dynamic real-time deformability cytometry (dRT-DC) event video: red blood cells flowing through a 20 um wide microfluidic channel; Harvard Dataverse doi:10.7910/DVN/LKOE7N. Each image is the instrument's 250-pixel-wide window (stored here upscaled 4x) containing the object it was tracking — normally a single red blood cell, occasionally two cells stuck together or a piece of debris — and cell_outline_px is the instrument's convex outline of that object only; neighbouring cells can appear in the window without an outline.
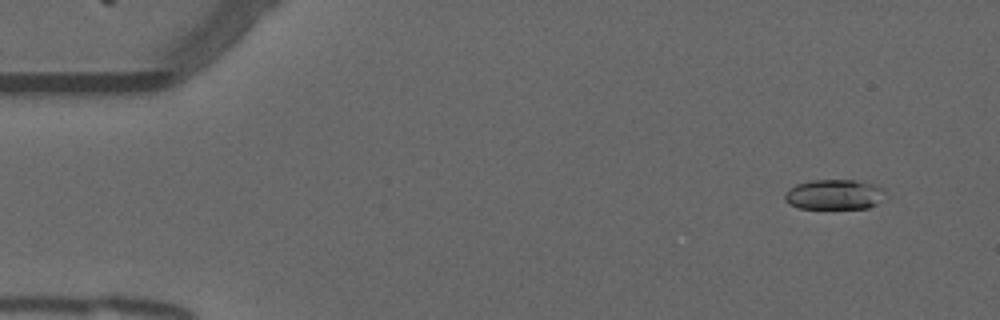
{"species": "common noctule bat (a hibernating species)", "species_latin": "Nyctalus noctula", "temperature_condition": "warm", "stored_images_in_passage": 15, "camera_frame_rate_fps": 3000, "um_per_image_px": 0.085, "animal": {"sex": "male", "forearm_length_mm": 52.5}, "frame": {"image": 1, "passage_image": 4, "time_ms": 1.0, "image_size_px": [1000, 320], "cell_outline_px": [[884, 188], [876, 204], [868, 208], [800, 208], [788, 204], [784, 200], [784, 192], [788, 188], [796, 184], [812, 180], [852, 180], [876, 184]], "centroid_in_image_um": [70.83, 16.52], "position_along_channel_um": 14.2, "area_um2": 17.51}}
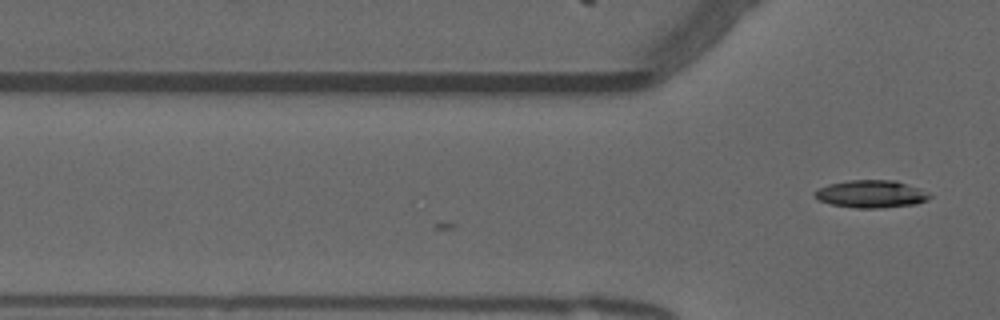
{"frame": {"image": 2, "passage_image": 15, "time_ms": 4.667, "image_size_px": [1000, 320], "cell_outline_px": [[932, 196], [928, 200], [916, 204], [880, 208], [856, 208], [832, 204], [820, 200], [812, 196], [812, 192], [828, 184], [848, 180], [896, 180], [920, 188], [928, 192]], "centroid_in_image_um": [74.06, 16.48], "position_along_channel_um": 51.7, "area_um2": 18.61}}